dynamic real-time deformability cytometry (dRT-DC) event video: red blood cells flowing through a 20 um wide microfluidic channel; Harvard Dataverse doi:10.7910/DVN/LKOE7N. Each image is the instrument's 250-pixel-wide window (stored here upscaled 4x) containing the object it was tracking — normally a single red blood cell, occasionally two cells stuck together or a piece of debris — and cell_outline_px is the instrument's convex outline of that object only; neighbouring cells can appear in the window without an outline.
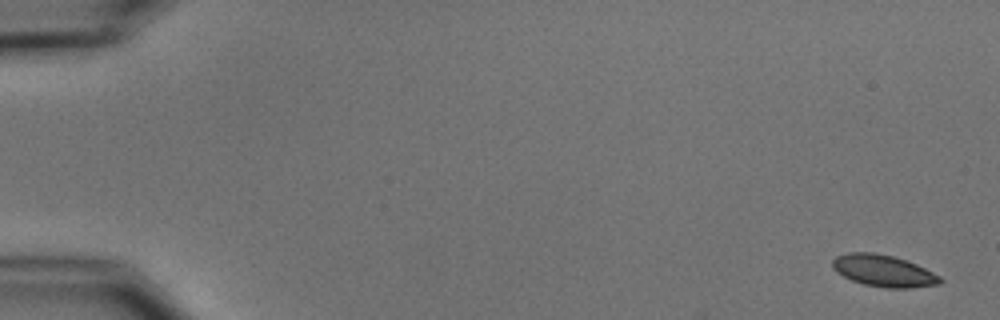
{"species": "common noctule bat (a hibernating species)", "species_latin": "Nyctalus noctula", "temperature_condition": "cold", "stored_images_in_passage": 3, "camera_frame_rate_fps": 3000, "um_per_image_px": 0.085, "animal": {"sex": "male", "body_mass_g": 15.6}, "frame": {"image": 1, "passage_image": 1, "time_ms": 0.0, "image_size_px": [1000, 320], "cell_outline_px": [[944, 280], [940, 284], [908, 288], [888, 288], [864, 284], [852, 280], [836, 272], [832, 268], [832, 260], [836, 256], [848, 252], [876, 252], [892, 256], [916, 264], [940, 276]], "centroid_in_image_um": [75.08, 23.01], "position_along_channel_um": 9.9, "area_um2": 19.88}}